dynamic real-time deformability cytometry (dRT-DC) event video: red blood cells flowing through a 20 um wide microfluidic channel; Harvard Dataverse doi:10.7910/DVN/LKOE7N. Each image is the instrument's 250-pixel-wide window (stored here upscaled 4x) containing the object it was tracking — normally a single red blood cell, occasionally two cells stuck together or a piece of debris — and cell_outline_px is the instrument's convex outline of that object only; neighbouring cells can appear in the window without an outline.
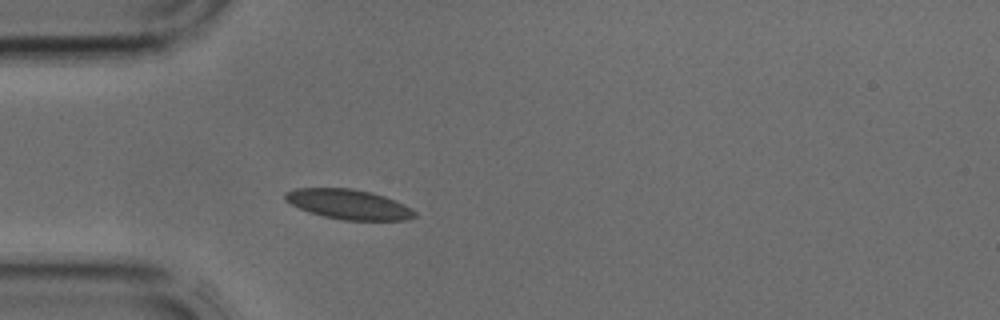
{"species": "common noctule bat (a hibernating species)", "species_latin": "Nyctalus noctula", "temperature_condition": "cold", "stored_images_in_passage": 2, "camera_frame_rate_fps": 3000, "um_per_image_px": 0.085, "animal": {"sex": "male", "body_mass_g": 17.9, "forearm_length_mm": 54.2}, "frame": {"image": 1, "passage_image": 2, "time_ms": 0.333, "image_size_px": [1000, 320], "cell_outline_px": [[416, 216], [408, 220], [344, 220], [324, 216], [308, 212], [284, 200], [284, 192], [296, 188], [352, 188], [372, 192], [396, 200], [412, 208], [416, 212]], "centroid_in_image_um": [29.65, 17.36], "position_along_channel_um": 55.4, "area_um2": 22.66}}